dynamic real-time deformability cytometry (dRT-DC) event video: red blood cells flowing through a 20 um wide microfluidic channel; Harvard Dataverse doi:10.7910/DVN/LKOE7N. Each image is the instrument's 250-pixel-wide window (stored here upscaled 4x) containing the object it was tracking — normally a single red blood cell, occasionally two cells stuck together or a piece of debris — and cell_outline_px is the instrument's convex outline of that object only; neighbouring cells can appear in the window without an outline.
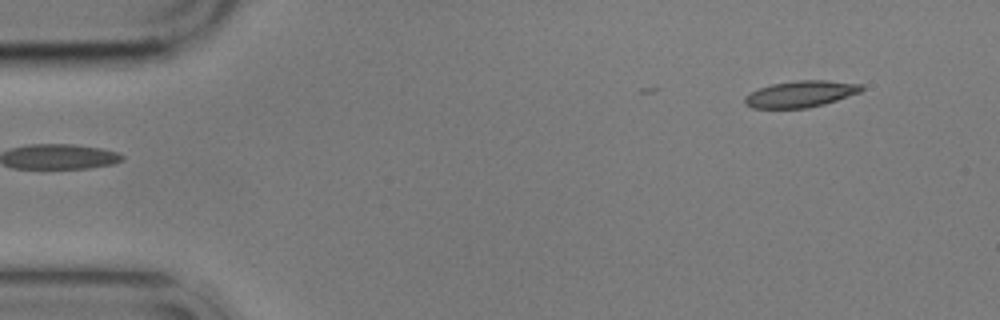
{"species": "common noctule bat (a hibernating species)", "species_latin": "Nyctalus noctula", "temperature_condition": "cold", "stored_images_in_passage": 4, "camera_frame_rate_fps": 3000, "um_per_image_px": 0.085, "animal": {"sex": "male", "body_mass_g": 17.9}, "frame": {"image": 1, "passage_image": 1, "time_ms": 0.0, "image_size_px": [1000, 320], "cell_outline_px": [[864, 88], [860, 92], [824, 104], [808, 108], [752, 108], [744, 104], [744, 96], [760, 88], [772, 84], [796, 80], [828, 80], [864, 84]], "centroid_in_image_um": [68.07, 7.98], "position_along_channel_um": 16.9, "area_um2": 18.03}}
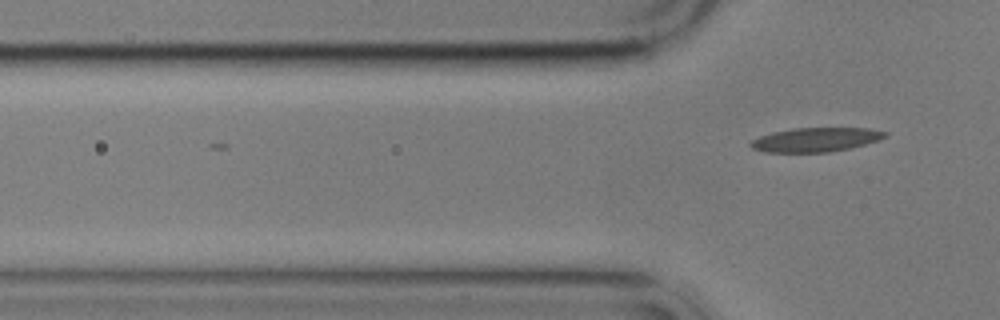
{"frame": {"image": 2, "passage_image": 4, "time_ms": 3.667, "image_size_px": [1000, 320], "cell_outline_px": [[888, 136], [880, 140], [852, 148], [832, 152], [764, 152], [752, 148], [748, 144], [752, 140], [760, 136], [772, 132], [792, 128], [868, 128], [888, 132]], "centroid_in_image_um": [69.37, 11.87], "position_along_channel_um": 56.4, "area_um2": 19.13}}